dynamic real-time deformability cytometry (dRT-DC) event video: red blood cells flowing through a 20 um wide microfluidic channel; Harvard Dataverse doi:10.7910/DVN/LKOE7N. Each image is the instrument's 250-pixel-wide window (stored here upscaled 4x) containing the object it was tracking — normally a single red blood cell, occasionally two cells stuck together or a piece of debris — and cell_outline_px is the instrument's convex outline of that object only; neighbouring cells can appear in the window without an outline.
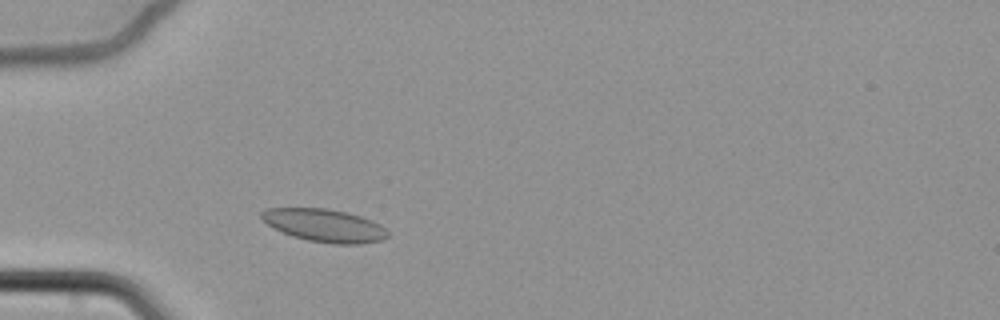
{"species": "common noctule bat (a hibernating species)", "species_latin": "Nyctalus noctula", "temperature_condition": "cold", "stored_images_in_passage": 43, "camera_frame_rate_fps": 3000, "um_per_image_px": 0.085, "animal": {"sex": "female", "body_mass_g": 22.7, "forearm_length_mm": 54.2}, "frame": {"image": 1, "passage_image": 8, "time_ms": 2.333, "image_size_px": [1000, 320], "cell_outline_px": [[388, 236], [380, 240], [360, 244], [332, 244], [308, 240], [292, 236], [268, 224], [260, 216], [260, 212], [264, 208], [324, 208], [348, 212], [372, 220], [380, 224], [388, 232]], "centroid_in_image_um": [27.59, 19.15], "position_along_channel_um": 57.4, "area_um2": 24.04}}
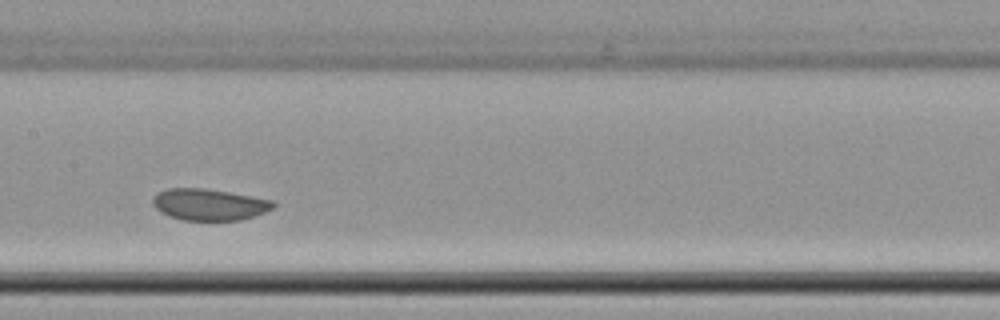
{"frame": {"image": 2, "passage_image": 21, "time_ms": 6.667, "image_size_px": [1000, 320], "cell_outline_px": [[276, 204], [272, 208], [264, 212], [240, 220], [184, 220], [168, 216], [160, 212], [152, 204], [152, 200], [156, 192], [168, 188], [204, 188], [252, 196], [272, 200]], "centroid_in_image_um": [17.73, 17.38], "position_along_channel_um": 189.7, "area_um2": 22.08}}
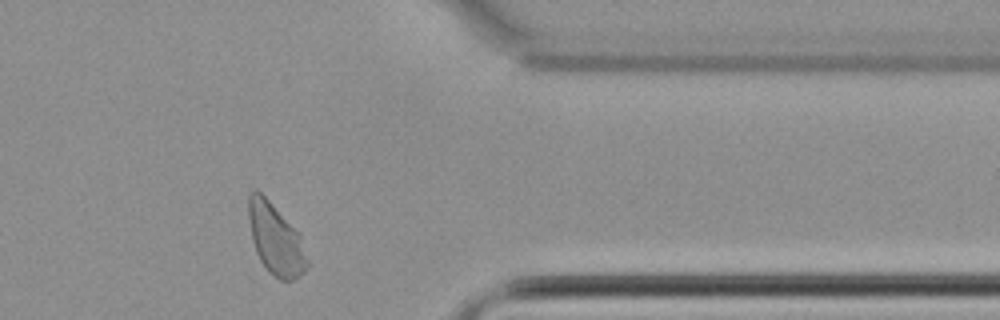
{"frame": {"image": 3, "passage_image": 40, "time_ms": 13.0, "image_size_px": [1000, 320], "cell_outline_px": [[308, 268], [300, 276], [292, 280], [280, 280], [268, 272], [260, 260], [256, 252], [252, 240], [248, 220], [248, 192], [256, 188], [300, 232], [308, 260]], "centroid_in_image_um": [23.43, 20.33], "position_along_channel_um": 388.0, "area_um2": 24.57}, "authors_computed_cell_mechanics": {"area_um2": 23.0622, "velocity_mm_per_s": 3.3295, "shape_relaxation_time_tau1_ms": 5.0869, "shape_relaxation_time_tau2_ms": null, "deformation_change_tau1": 0.0445, "deformation_change_tau2": null}}